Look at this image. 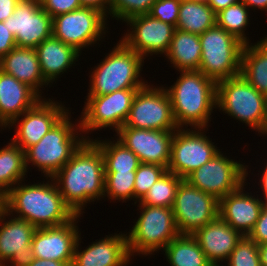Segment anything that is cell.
I'll return each mask as SVG.
<instances>
[{
	"mask_svg": "<svg viewBox=\"0 0 267 266\" xmlns=\"http://www.w3.org/2000/svg\"><path fill=\"white\" fill-rule=\"evenodd\" d=\"M51 179L64 202L76 215H81L84 205L104 197L105 165L101 150L92 139L85 140Z\"/></svg>",
	"mask_w": 267,
	"mask_h": 266,
	"instance_id": "6da1fadb",
	"label": "cell"
},
{
	"mask_svg": "<svg viewBox=\"0 0 267 266\" xmlns=\"http://www.w3.org/2000/svg\"><path fill=\"white\" fill-rule=\"evenodd\" d=\"M49 182L32 185L19 182L3 196L2 207L9 214L17 213L16 217L27 220L36 229L71 221L76 214L64 202L54 180Z\"/></svg>",
	"mask_w": 267,
	"mask_h": 266,
	"instance_id": "7a4b0ae2",
	"label": "cell"
},
{
	"mask_svg": "<svg viewBox=\"0 0 267 266\" xmlns=\"http://www.w3.org/2000/svg\"><path fill=\"white\" fill-rule=\"evenodd\" d=\"M181 72L176 82L166 88L178 128H205L216 109L217 83L199 70Z\"/></svg>",
	"mask_w": 267,
	"mask_h": 266,
	"instance_id": "3957f363",
	"label": "cell"
},
{
	"mask_svg": "<svg viewBox=\"0 0 267 266\" xmlns=\"http://www.w3.org/2000/svg\"><path fill=\"white\" fill-rule=\"evenodd\" d=\"M69 116L70 113L67 112L38 143L25 150L27 170L30 168L29 163H32L46 175V179L53 177L71 159L81 144L89 140V136L86 138L78 135V131L80 134L82 132L80 123H71Z\"/></svg>",
	"mask_w": 267,
	"mask_h": 266,
	"instance_id": "277c9868",
	"label": "cell"
},
{
	"mask_svg": "<svg viewBox=\"0 0 267 266\" xmlns=\"http://www.w3.org/2000/svg\"><path fill=\"white\" fill-rule=\"evenodd\" d=\"M107 55L91 72L88 95H107L122 89H141L146 85L144 79H139L144 64L141 55L121 40Z\"/></svg>",
	"mask_w": 267,
	"mask_h": 266,
	"instance_id": "5b68a950",
	"label": "cell"
},
{
	"mask_svg": "<svg viewBox=\"0 0 267 266\" xmlns=\"http://www.w3.org/2000/svg\"><path fill=\"white\" fill-rule=\"evenodd\" d=\"M216 108L263 135L267 121V97L241 74L217 82Z\"/></svg>",
	"mask_w": 267,
	"mask_h": 266,
	"instance_id": "8992f818",
	"label": "cell"
},
{
	"mask_svg": "<svg viewBox=\"0 0 267 266\" xmlns=\"http://www.w3.org/2000/svg\"><path fill=\"white\" fill-rule=\"evenodd\" d=\"M142 211L131 232H128L127 246L130 257L150 255L164 250L170 241L180 235L172 208L138 204Z\"/></svg>",
	"mask_w": 267,
	"mask_h": 266,
	"instance_id": "52a82bcc",
	"label": "cell"
},
{
	"mask_svg": "<svg viewBox=\"0 0 267 266\" xmlns=\"http://www.w3.org/2000/svg\"><path fill=\"white\" fill-rule=\"evenodd\" d=\"M199 38L202 48L199 71L216 83L240 74L244 43L217 24Z\"/></svg>",
	"mask_w": 267,
	"mask_h": 266,
	"instance_id": "ba28073f",
	"label": "cell"
},
{
	"mask_svg": "<svg viewBox=\"0 0 267 266\" xmlns=\"http://www.w3.org/2000/svg\"><path fill=\"white\" fill-rule=\"evenodd\" d=\"M106 18L108 16L100 10L82 6L53 17L52 36L81 53L84 47L94 45L102 39L107 32Z\"/></svg>",
	"mask_w": 267,
	"mask_h": 266,
	"instance_id": "9c48e42d",
	"label": "cell"
},
{
	"mask_svg": "<svg viewBox=\"0 0 267 266\" xmlns=\"http://www.w3.org/2000/svg\"><path fill=\"white\" fill-rule=\"evenodd\" d=\"M122 127L162 131L178 129L166 88L150 86L146 82V85L137 91Z\"/></svg>",
	"mask_w": 267,
	"mask_h": 266,
	"instance_id": "30bf717a",
	"label": "cell"
},
{
	"mask_svg": "<svg viewBox=\"0 0 267 266\" xmlns=\"http://www.w3.org/2000/svg\"><path fill=\"white\" fill-rule=\"evenodd\" d=\"M139 89H122L107 95L86 96L80 123L82 133L111 127L117 132L126 122Z\"/></svg>",
	"mask_w": 267,
	"mask_h": 266,
	"instance_id": "8fae6325",
	"label": "cell"
},
{
	"mask_svg": "<svg viewBox=\"0 0 267 266\" xmlns=\"http://www.w3.org/2000/svg\"><path fill=\"white\" fill-rule=\"evenodd\" d=\"M247 167L219 151L207 163L190 173L185 180L220 200L246 183Z\"/></svg>",
	"mask_w": 267,
	"mask_h": 266,
	"instance_id": "7c38bea8",
	"label": "cell"
},
{
	"mask_svg": "<svg viewBox=\"0 0 267 266\" xmlns=\"http://www.w3.org/2000/svg\"><path fill=\"white\" fill-rule=\"evenodd\" d=\"M172 209L180 235H193L218 217L219 200L183 179Z\"/></svg>",
	"mask_w": 267,
	"mask_h": 266,
	"instance_id": "4fadbf2b",
	"label": "cell"
},
{
	"mask_svg": "<svg viewBox=\"0 0 267 266\" xmlns=\"http://www.w3.org/2000/svg\"><path fill=\"white\" fill-rule=\"evenodd\" d=\"M197 130V131H196ZM203 128H178L171 143V157L167 171L185 179L215 156L220 149L210 141Z\"/></svg>",
	"mask_w": 267,
	"mask_h": 266,
	"instance_id": "5bb4252c",
	"label": "cell"
},
{
	"mask_svg": "<svg viewBox=\"0 0 267 266\" xmlns=\"http://www.w3.org/2000/svg\"><path fill=\"white\" fill-rule=\"evenodd\" d=\"M4 24L19 48L35 49L52 36L53 18L41 7L39 0H21Z\"/></svg>",
	"mask_w": 267,
	"mask_h": 266,
	"instance_id": "9a60e30c",
	"label": "cell"
},
{
	"mask_svg": "<svg viewBox=\"0 0 267 266\" xmlns=\"http://www.w3.org/2000/svg\"><path fill=\"white\" fill-rule=\"evenodd\" d=\"M125 23L130 25L132 31L127 30L125 36L120 39L129 49L144 59L149 54L167 53L176 30L175 26L155 19L149 14L134 16Z\"/></svg>",
	"mask_w": 267,
	"mask_h": 266,
	"instance_id": "2e32d148",
	"label": "cell"
},
{
	"mask_svg": "<svg viewBox=\"0 0 267 266\" xmlns=\"http://www.w3.org/2000/svg\"><path fill=\"white\" fill-rule=\"evenodd\" d=\"M67 112L69 109L55 100L40 99L32 108L9 124V129L10 126L18 124L11 141L25 151L38 143Z\"/></svg>",
	"mask_w": 267,
	"mask_h": 266,
	"instance_id": "e0dca14e",
	"label": "cell"
},
{
	"mask_svg": "<svg viewBox=\"0 0 267 266\" xmlns=\"http://www.w3.org/2000/svg\"><path fill=\"white\" fill-rule=\"evenodd\" d=\"M11 216L3 207L0 210V264L29 266L35 259L31 247L36 228L27 220ZM10 219V220H9ZM7 220V221H5ZM6 264H5V263Z\"/></svg>",
	"mask_w": 267,
	"mask_h": 266,
	"instance_id": "ac0fdd59",
	"label": "cell"
},
{
	"mask_svg": "<svg viewBox=\"0 0 267 266\" xmlns=\"http://www.w3.org/2000/svg\"><path fill=\"white\" fill-rule=\"evenodd\" d=\"M81 215L71 221L46 228H37L31 247L35 258L66 262L72 266L76 243L80 236L77 223Z\"/></svg>",
	"mask_w": 267,
	"mask_h": 266,
	"instance_id": "d6986e66",
	"label": "cell"
},
{
	"mask_svg": "<svg viewBox=\"0 0 267 266\" xmlns=\"http://www.w3.org/2000/svg\"><path fill=\"white\" fill-rule=\"evenodd\" d=\"M117 139L132 150L141 163L169 165L174 131L121 127Z\"/></svg>",
	"mask_w": 267,
	"mask_h": 266,
	"instance_id": "ffe728a7",
	"label": "cell"
},
{
	"mask_svg": "<svg viewBox=\"0 0 267 266\" xmlns=\"http://www.w3.org/2000/svg\"><path fill=\"white\" fill-rule=\"evenodd\" d=\"M245 185L220 199L218 210V216L242 236L251 233L265 204L261 198L246 193Z\"/></svg>",
	"mask_w": 267,
	"mask_h": 266,
	"instance_id": "44dd1931",
	"label": "cell"
},
{
	"mask_svg": "<svg viewBox=\"0 0 267 266\" xmlns=\"http://www.w3.org/2000/svg\"><path fill=\"white\" fill-rule=\"evenodd\" d=\"M127 233L114 234L93 242L81 252L79 236L76 243L72 266H127L130 254L127 246Z\"/></svg>",
	"mask_w": 267,
	"mask_h": 266,
	"instance_id": "7402d4cb",
	"label": "cell"
},
{
	"mask_svg": "<svg viewBox=\"0 0 267 266\" xmlns=\"http://www.w3.org/2000/svg\"><path fill=\"white\" fill-rule=\"evenodd\" d=\"M192 236L213 266H220L218 262L227 261L236 244L243 237L219 216Z\"/></svg>",
	"mask_w": 267,
	"mask_h": 266,
	"instance_id": "603a6c76",
	"label": "cell"
},
{
	"mask_svg": "<svg viewBox=\"0 0 267 266\" xmlns=\"http://www.w3.org/2000/svg\"><path fill=\"white\" fill-rule=\"evenodd\" d=\"M0 70L27 84L43 98L40 88L49 83L42 75L36 49L13 48L0 59Z\"/></svg>",
	"mask_w": 267,
	"mask_h": 266,
	"instance_id": "cb8c5ba5",
	"label": "cell"
},
{
	"mask_svg": "<svg viewBox=\"0 0 267 266\" xmlns=\"http://www.w3.org/2000/svg\"><path fill=\"white\" fill-rule=\"evenodd\" d=\"M40 99L27 84L0 70V116L8 125Z\"/></svg>",
	"mask_w": 267,
	"mask_h": 266,
	"instance_id": "d4e9b609",
	"label": "cell"
},
{
	"mask_svg": "<svg viewBox=\"0 0 267 266\" xmlns=\"http://www.w3.org/2000/svg\"><path fill=\"white\" fill-rule=\"evenodd\" d=\"M35 49L42 75L48 83H53L68 68L72 67L81 54L72 46L53 36L45 39Z\"/></svg>",
	"mask_w": 267,
	"mask_h": 266,
	"instance_id": "484cf974",
	"label": "cell"
},
{
	"mask_svg": "<svg viewBox=\"0 0 267 266\" xmlns=\"http://www.w3.org/2000/svg\"><path fill=\"white\" fill-rule=\"evenodd\" d=\"M201 42L198 34L176 28L166 58L178 71L199 70Z\"/></svg>",
	"mask_w": 267,
	"mask_h": 266,
	"instance_id": "4316f807",
	"label": "cell"
},
{
	"mask_svg": "<svg viewBox=\"0 0 267 266\" xmlns=\"http://www.w3.org/2000/svg\"><path fill=\"white\" fill-rule=\"evenodd\" d=\"M251 44V45H249ZM241 76L267 97V37L244 45L241 56Z\"/></svg>",
	"mask_w": 267,
	"mask_h": 266,
	"instance_id": "83f0119b",
	"label": "cell"
},
{
	"mask_svg": "<svg viewBox=\"0 0 267 266\" xmlns=\"http://www.w3.org/2000/svg\"><path fill=\"white\" fill-rule=\"evenodd\" d=\"M216 24V14L205 1L181 0L176 28L203 34Z\"/></svg>",
	"mask_w": 267,
	"mask_h": 266,
	"instance_id": "f1b7e54d",
	"label": "cell"
},
{
	"mask_svg": "<svg viewBox=\"0 0 267 266\" xmlns=\"http://www.w3.org/2000/svg\"><path fill=\"white\" fill-rule=\"evenodd\" d=\"M25 151L11 140L0 148V195L3 197L19 182L24 181L27 173Z\"/></svg>",
	"mask_w": 267,
	"mask_h": 266,
	"instance_id": "f546056e",
	"label": "cell"
},
{
	"mask_svg": "<svg viewBox=\"0 0 267 266\" xmlns=\"http://www.w3.org/2000/svg\"><path fill=\"white\" fill-rule=\"evenodd\" d=\"M171 266H213L192 235H179L163 250Z\"/></svg>",
	"mask_w": 267,
	"mask_h": 266,
	"instance_id": "4dcf8cb0",
	"label": "cell"
},
{
	"mask_svg": "<svg viewBox=\"0 0 267 266\" xmlns=\"http://www.w3.org/2000/svg\"><path fill=\"white\" fill-rule=\"evenodd\" d=\"M116 140H92L103 154L105 172L136 171L141 164L139 158L122 142Z\"/></svg>",
	"mask_w": 267,
	"mask_h": 266,
	"instance_id": "1f68e13d",
	"label": "cell"
},
{
	"mask_svg": "<svg viewBox=\"0 0 267 266\" xmlns=\"http://www.w3.org/2000/svg\"><path fill=\"white\" fill-rule=\"evenodd\" d=\"M183 179L176 174L166 171L139 201L143 205L172 208L177 189Z\"/></svg>",
	"mask_w": 267,
	"mask_h": 266,
	"instance_id": "d6a6232c",
	"label": "cell"
},
{
	"mask_svg": "<svg viewBox=\"0 0 267 266\" xmlns=\"http://www.w3.org/2000/svg\"><path fill=\"white\" fill-rule=\"evenodd\" d=\"M249 18V8L239 0L216 14V24L242 43L248 44L250 42H248L249 38L245 35V30L250 24Z\"/></svg>",
	"mask_w": 267,
	"mask_h": 266,
	"instance_id": "836d02e7",
	"label": "cell"
},
{
	"mask_svg": "<svg viewBox=\"0 0 267 266\" xmlns=\"http://www.w3.org/2000/svg\"><path fill=\"white\" fill-rule=\"evenodd\" d=\"M136 171L105 172L104 196L111 200H130L134 198Z\"/></svg>",
	"mask_w": 267,
	"mask_h": 266,
	"instance_id": "e575fe53",
	"label": "cell"
},
{
	"mask_svg": "<svg viewBox=\"0 0 267 266\" xmlns=\"http://www.w3.org/2000/svg\"><path fill=\"white\" fill-rule=\"evenodd\" d=\"M167 171L165 166L141 163L136 170L134 184V202H139L151 186Z\"/></svg>",
	"mask_w": 267,
	"mask_h": 266,
	"instance_id": "d590c367",
	"label": "cell"
},
{
	"mask_svg": "<svg viewBox=\"0 0 267 266\" xmlns=\"http://www.w3.org/2000/svg\"><path fill=\"white\" fill-rule=\"evenodd\" d=\"M156 0H111L110 16L122 22L139 15L148 14Z\"/></svg>",
	"mask_w": 267,
	"mask_h": 266,
	"instance_id": "8d00e7d4",
	"label": "cell"
},
{
	"mask_svg": "<svg viewBox=\"0 0 267 266\" xmlns=\"http://www.w3.org/2000/svg\"><path fill=\"white\" fill-rule=\"evenodd\" d=\"M227 262V266H261L258 245L248 236H243Z\"/></svg>",
	"mask_w": 267,
	"mask_h": 266,
	"instance_id": "74e56055",
	"label": "cell"
},
{
	"mask_svg": "<svg viewBox=\"0 0 267 266\" xmlns=\"http://www.w3.org/2000/svg\"><path fill=\"white\" fill-rule=\"evenodd\" d=\"M181 0H156L149 15L176 27Z\"/></svg>",
	"mask_w": 267,
	"mask_h": 266,
	"instance_id": "f35d334b",
	"label": "cell"
},
{
	"mask_svg": "<svg viewBox=\"0 0 267 266\" xmlns=\"http://www.w3.org/2000/svg\"><path fill=\"white\" fill-rule=\"evenodd\" d=\"M41 7L53 18L81 8L80 0H39Z\"/></svg>",
	"mask_w": 267,
	"mask_h": 266,
	"instance_id": "ab89813d",
	"label": "cell"
},
{
	"mask_svg": "<svg viewBox=\"0 0 267 266\" xmlns=\"http://www.w3.org/2000/svg\"><path fill=\"white\" fill-rule=\"evenodd\" d=\"M248 237L257 245L267 244V203L262 207L255 227Z\"/></svg>",
	"mask_w": 267,
	"mask_h": 266,
	"instance_id": "60d3db41",
	"label": "cell"
},
{
	"mask_svg": "<svg viewBox=\"0 0 267 266\" xmlns=\"http://www.w3.org/2000/svg\"><path fill=\"white\" fill-rule=\"evenodd\" d=\"M17 47L14 35L9 31L7 24L0 22V59Z\"/></svg>",
	"mask_w": 267,
	"mask_h": 266,
	"instance_id": "b9f144b4",
	"label": "cell"
},
{
	"mask_svg": "<svg viewBox=\"0 0 267 266\" xmlns=\"http://www.w3.org/2000/svg\"><path fill=\"white\" fill-rule=\"evenodd\" d=\"M21 0H0V22H4L14 13Z\"/></svg>",
	"mask_w": 267,
	"mask_h": 266,
	"instance_id": "7bdbcfd3",
	"label": "cell"
},
{
	"mask_svg": "<svg viewBox=\"0 0 267 266\" xmlns=\"http://www.w3.org/2000/svg\"><path fill=\"white\" fill-rule=\"evenodd\" d=\"M110 2L111 0H80L82 6L98 9L106 16L110 15Z\"/></svg>",
	"mask_w": 267,
	"mask_h": 266,
	"instance_id": "ee69618b",
	"label": "cell"
},
{
	"mask_svg": "<svg viewBox=\"0 0 267 266\" xmlns=\"http://www.w3.org/2000/svg\"><path fill=\"white\" fill-rule=\"evenodd\" d=\"M239 0H207V4L212 8L215 14L237 3Z\"/></svg>",
	"mask_w": 267,
	"mask_h": 266,
	"instance_id": "f6af8a7d",
	"label": "cell"
},
{
	"mask_svg": "<svg viewBox=\"0 0 267 266\" xmlns=\"http://www.w3.org/2000/svg\"><path fill=\"white\" fill-rule=\"evenodd\" d=\"M29 266H70L66 262L35 258Z\"/></svg>",
	"mask_w": 267,
	"mask_h": 266,
	"instance_id": "bcb514c9",
	"label": "cell"
},
{
	"mask_svg": "<svg viewBox=\"0 0 267 266\" xmlns=\"http://www.w3.org/2000/svg\"><path fill=\"white\" fill-rule=\"evenodd\" d=\"M249 9L259 8V10L267 11V0H241Z\"/></svg>",
	"mask_w": 267,
	"mask_h": 266,
	"instance_id": "7dc6e473",
	"label": "cell"
},
{
	"mask_svg": "<svg viewBox=\"0 0 267 266\" xmlns=\"http://www.w3.org/2000/svg\"><path fill=\"white\" fill-rule=\"evenodd\" d=\"M260 186H261V189L263 191V196H261L263 199H264V203H267V163H266V166L264 167V171L262 173V175H260Z\"/></svg>",
	"mask_w": 267,
	"mask_h": 266,
	"instance_id": "c3c4849f",
	"label": "cell"
},
{
	"mask_svg": "<svg viewBox=\"0 0 267 266\" xmlns=\"http://www.w3.org/2000/svg\"><path fill=\"white\" fill-rule=\"evenodd\" d=\"M261 266H267V244L258 245Z\"/></svg>",
	"mask_w": 267,
	"mask_h": 266,
	"instance_id": "681fc988",
	"label": "cell"
},
{
	"mask_svg": "<svg viewBox=\"0 0 267 266\" xmlns=\"http://www.w3.org/2000/svg\"><path fill=\"white\" fill-rule=\"evenodd\" d=\"M8 124L3 120V118L0 116V127L2 128V127H7L8 128Z\"/></svg>",
	"mask_w": 267,
	"mask_h": 266,
	"instance_id": "f907efd6",
	"label": "cell"
},
{
	"mask_svg": "<svg viewBox=\"0 0 267 266\" xmlns=\"http://www.w3.org/2000/svg\"><path fill=\"white\" fill-rule=\"evenodd\" d=\"M265 134V136L267 135V121H266V124H265V129H264V133L263 135Z\"/></svg>",
	"mask_w": 267,
	"mask_h": 266,
	"instance_id": "816d5d0a",
	"label": "cell"
},
{
	"mask_svg": "<svg viewBox=\"0 0 267 266\" xmlns=\"http://www.w3.org/2000/svg\"><path fill=\"white\" fill-rule=\"evenodd\" d=\"M2 199H3V197L0 195V210L2 208Z\"/></svg>",
	"mask_w": 267,
	"mask_h": 266,
	"instance_id": "f5cc1de1",
	"label": "cell"
}]
</instances>
